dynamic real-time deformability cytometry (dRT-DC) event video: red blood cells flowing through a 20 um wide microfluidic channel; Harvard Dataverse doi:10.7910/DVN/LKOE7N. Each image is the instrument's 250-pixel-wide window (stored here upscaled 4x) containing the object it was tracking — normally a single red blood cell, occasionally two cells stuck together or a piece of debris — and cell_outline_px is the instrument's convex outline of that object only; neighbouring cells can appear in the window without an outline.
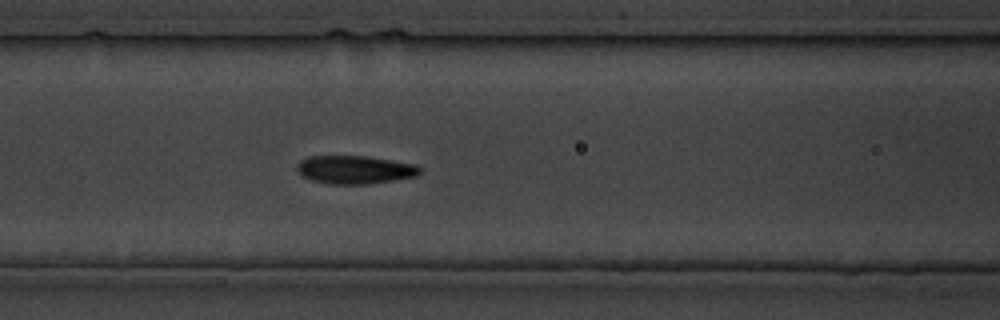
{"species": "common noctule bat (a hibernating species)", "species_latin": "Nyctalus noctula", "temperature_condition": "cold", "stored_images_in_passage": 37, "camera_frame_rate_fps": 3000, "um_per_image_px": 0.085, "animal": {"sex": "male", "body_mass_g": 19.5, "forearm_length_mm": 54.6}, "frame": {"image": 1, "passage_image": 16, "time_ms": 18.0, "image_size_px": [1000, 320], "cell_outline_px": [[420, 172], [416, 176], [368, 184], [328, 184], [312, 180], [296, 172], [296, 164], [300, 160], [308, 156], [368, 156], [416, 164], [420, 168]], "centroid_in_image_um": [30.12, 14.41], "position_along_channel_um": 136.5, "area_um2": 20.29}}